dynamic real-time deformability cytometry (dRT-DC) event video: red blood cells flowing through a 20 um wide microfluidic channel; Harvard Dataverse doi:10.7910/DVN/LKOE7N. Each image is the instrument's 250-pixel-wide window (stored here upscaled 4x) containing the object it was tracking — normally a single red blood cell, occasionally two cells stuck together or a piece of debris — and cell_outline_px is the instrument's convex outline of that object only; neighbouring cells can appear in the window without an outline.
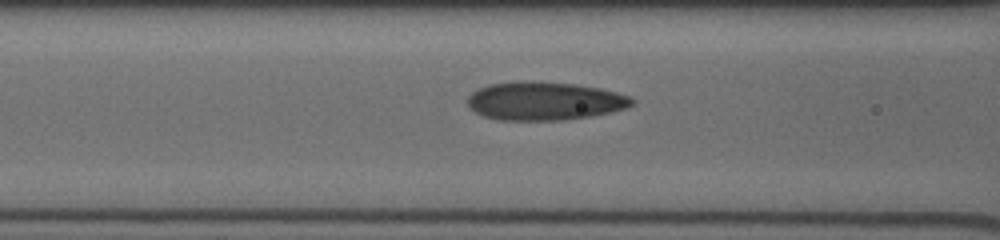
{"species": "human", "species_latin": "Homo sapiens", "temperature_condition": "cold", "stored_images_in_passage": 35, "camera_frame_rate_fps": 3000, "um_per_image_px": 0.085, "donor": {"sex": "male"}, "frame": {"image": 1, "passage_image": 5, "time_ms": 1.667, "image_size_px": [1000, 240], "cell_outline_px": [[636, 100], [628, 108], [612, 112], [564, 120], [496, 120], [484, 116], [468, 108], [468, 96], [472, 92], [480, 88], [492, 84], [528, 80], [532, 80], [576, 84], [600, 88], [616, 92], [628, 96]], "centroid_in_image_um": [46.29, 8.58], "position_along_channel_um": 120.3, "area_um2": 36.88}}
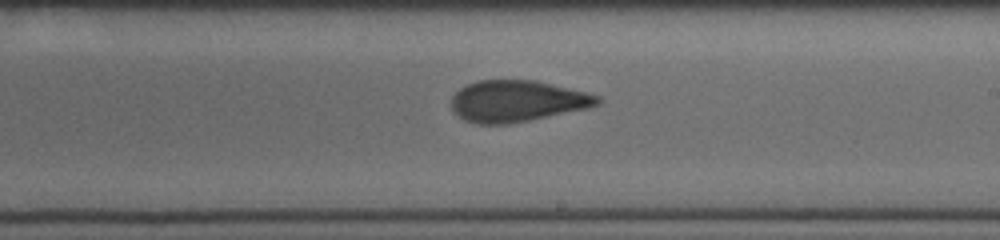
{"frame": {"image": 2, "passage_image": 17, "time_ms": 4.667, "image_size_px": [1000, 240], "cell_outline_px": [[600, 104], [588, 108], [508, 124], [476, 124], [464, 120], [452, 108], [452, 96], [464, 84], [476, 80], [536, 80], [588, 92], [600, 96]], "centroid_in_image_um": [43.96, 8.58], "position_along_channel_um": 245.0, "area_um2": 35.32}}
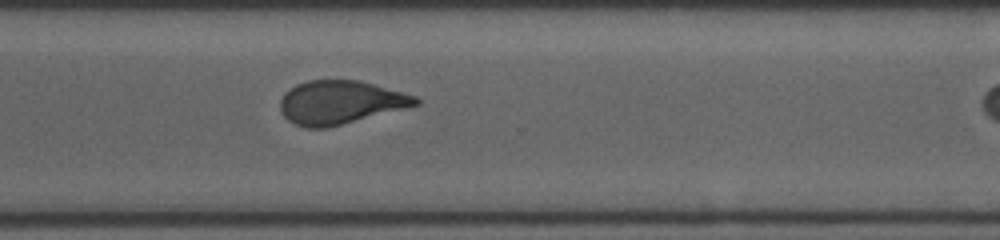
{"frame": {"image": 3, "passage_image": 32, "time_ms": 7.0, "image_size_px": [1000, 240], "cell_outline_px": [[420, 104], [324, 128], [304, 128], [288, 120], [280, 112], [280, 100], [284, 92], [296, 84], [308, 80], [360, 80], [416, 96], [420, 100]], "centroid_in_image_um": [28.87, 8.68], "position_along_channel_um": 341.7, "area_um2": 33.99}}